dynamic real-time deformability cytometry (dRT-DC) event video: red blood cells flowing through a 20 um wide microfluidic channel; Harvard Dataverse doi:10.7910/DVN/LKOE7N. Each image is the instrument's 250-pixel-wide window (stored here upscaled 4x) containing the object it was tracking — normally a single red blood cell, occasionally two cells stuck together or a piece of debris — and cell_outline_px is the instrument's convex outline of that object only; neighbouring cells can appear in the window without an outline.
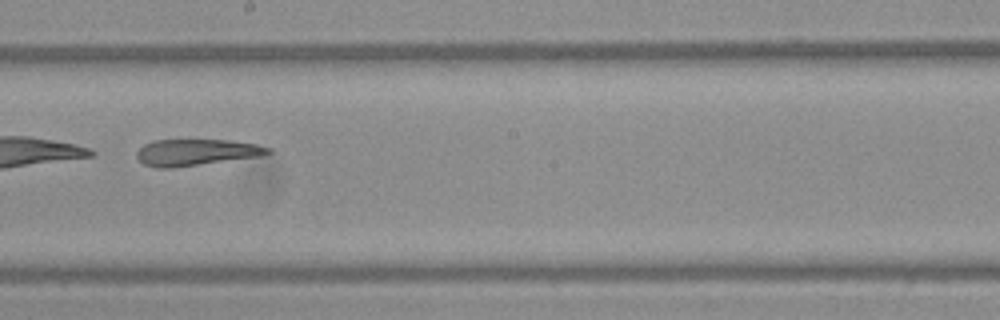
{"species": "Egyptian fruit bat (a non-hibernating species)", "species_latin": "Rousettus aegyptiacus", "temperature_condition": "warm", "stored_images_in_passage": 51, "camera_frame_rate_fps": 3000, "um_per_image_px": 0.085, "frame": {"image": 1, "passage_image": 30, "time_ms": 9.667, "image_size_px": [1000, 320], "cell_outline_px": [[272, 152], [264, 156], [172, 168], [156, 168], [144, 164], [136, 156], [136, 152], [144, 144], [152, 140], [232, 140], [256, 144], [272, 148]], "centroid_in_image_um": [16.72, 12.95], "position_along_channel_um": 231.5, "area_um2": 20.46}}